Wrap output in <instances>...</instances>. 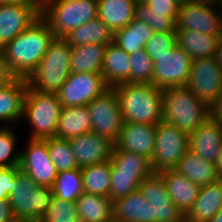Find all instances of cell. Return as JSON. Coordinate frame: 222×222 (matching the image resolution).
Masks as SVG:
<instances>
[{
    "label": "cell",
    "mask_w": 222,
    "mask_h": 222,
    "mask_svg": "<svg viewBox=\"0 0 222 222\" xmlns=\"http://www.w3.org/2000/svg\"><path fill=\"white\" fill-rule=\"evenodd\" d=\"M163 120L188 135L209 118V106L187 87H170L162 90Z\"/></svg>",
    "instance_id": "obj_3"
},
{
    "label": "cell",
    "mask_w": 222,
    "mask_h": 222,
    "mask_svg": "<svg viewBox=\"0 0 222 222\" xmlns=\"http://www.w3.org/2000/svg\"><path fill=\"white\" fill-rule=\"evenodd\" d=\"M20 153L19 169L38 185L52 188L58 172L50 159L47 139H29L27 148Z\"/></svg>",
    "instance_id": "obj_14"
},
{
    "label": "cell",
    "mask_w": 222,
    "mask_h": 222,
    "mask_svg": "<svg viewBox=\"0 0 222 222\" xmlns=\"http://www.w3.org/2000/svg\"><path fill=\"white\" fill-rule=\"evenodd\" d=\"M158 174L163 178L172 202L185 216L197 199L201 187L173 169L163 170Z\"/></svg>",
    "instance_id": "obj_21"
},
{
    "label": "cell",
    "mask_w": 222,
    "mask_h": 222,
    "mask_svg": "<svg viewBox=\"0 0 222 222\" xmlns=\"http://www.w3.org/2000/svg\"><path fill=\"white\" fill-rule=\"evenodd\" d=\"M215 165L217 166L219 174L222 176V145L220 146L219 154L217 156Z\"/></svg>",
    "instance_id": "obj_49"
},
{
    "label": "cell",
    "mask_w": 222,
    "mask_h": 222,
    "mask_svg": "<svg viewBox=\"0 0 222 222\" xmlns=\"http://www.w3.org/2000/svg\"><path fill=\"white\" fill-rule=\"evenodd\" d=\"M179 222H196V221H192L189 218H187L186 216H184Z\"/></svg>",
    "instance_id": "obj_54"
},
{
    "label": "cell",
    "mask_w": 222,
    "mask_h": 222,
    "mask_svg": "<svg viewBox=\"0 0 222 222\" xmlns=\"http://www.w3.org/2000/svg\"><path fill=\"white\" fill-rule=\"evenodd\" d=\"M176 44V33L154 32L144 48L150 58L153 59L155 56L168 53Z\"/></svg>",
    "instance_id": "obj_42"
},
{
    "label": "cell",
    "mask_w": 222,
    "mask_h": 222,
    "mask_svg": "<svg viewBox=\"0 0 222 222\" xmlns=\"http://www.w3.org/2000/svg\"><path fill=\"white\" fill-rule=\"evenodd\" d=\"M47 149L57 172L78 168V163L66 139L52 137L47 139Z\"/></svg>",
    "instance_id": "obj_37"
},
{
    "label": "cell",
    "mask_w": 222,
    "mask_h": 222,
    "mask_svg": "<svg viewBox=\"0 0 222 222\" xmlns=\"http://www.w3.org/2000/svg\"><path fill=\"white\" fill-rule=\"evenodd\" d=\"M175 22L176 30H193L222 36V12L215 3L182 2Z\"/></svg>",
    "instance_id": "obj_13"
},
{
    "label": "cell",
    "mask_w": 222,
    "mask_h": 222,
    "mask_svg": "<svg viewBox=\"0 0 222 222\" xmlns=\"http://www.w3.org/2000/svg\"><path fill=\"white\" fill-rule=\"evenodd\" d=\"M131 62L129 54L114 42L108 43L102 64L101 74L109 87L130 83Z\"/></svg>",
    "instance_id": "obj_23"
},
{
    "label": "cell",
    "mask_w": 222,
    "mask_h": 222,
    "mask_svg": "<svg viewBox=\"0 0 222 222\" xmlns=\"http://www.w3.org/2000/svg\"><path fill=\"white\" fill-rule=\"evenodd\" d=\"M151 7L138 1L135 5V18L140 19L152 27L157 33H176V18H170L164 14L150 13Z\"/></svg>",
    "instance_id": "obj_38"
},
{
    "label": "cell",
    "mask_w": 222,
    "mask_h": 222,
    "mask_svg": "<svg viewBox=\"0 0 222 222\" xmlns=\"http://www.w3.org/2000/svg\"><path fill=\"white\" fill-rule=\"evenodd\" d=\"M68 142L80 169L110 160L114 147L113 142L94 132L68 139Z\"/></svg>",
    "instance_id": "obj_17"
},
{
    "label": "cell",
    "mask_w": 222,
    "mask_h": 222,
    "mask_svg": "<svg viewBox=\"0 0 222 222\" xmlns=\"http://www.w3.org/2000/svg\"><path fill=\"white\" fill-rule=\"evenodd\" d=\"M28 83L25 78L5 77L0 82V122L21 121Z\"/></svg>",
    "instance_id": "obj_19"
},
{
    "label": "cell",
    "mask_w": 222,
    "mask_h": 222,
    "mask_svg": "<svg viewBox=\"0 0 222 222\" xmlns=\"http://www.w3.org/2000/svg\"><path fill=\"white\" fill-rule=\"evenodd\" d=\"M107 45L91 43L71 47V73H101Z\"/></svg>",
    "instance_id": "obj_29"
},
{
    "label": "cell",
    "mask_w": 222,
    "mask_h": 222,
    "mask_svg": "<svg viewBox=\"0 0 222 222\" xmlns=\"http://www.w3.org/2000/svg\"><path fill=\"white\" fill-rule=\"evenodd\" d=\"M18 3L33 5L41 13L45 4V0H0V4H18Z\"/></svg>",
    "instance_id": "obj_47"
},
{
    "label": "cell",
    "mask_w": 222,
    "mask_h": 222,
    "mask_svg": "<svg viewBox=\"0 0 222 222\" xmlns=\"http://www.w3.org/2000/svg\"><path fill=\"white\" fill-rule=\"evenodd\" d=\"M20 171L19 166L0 167V199L8 200L15 186V178Z\"/></svg>",
    "instance_id": "obj_44"
},
{
    "label": "cell",
    "mask_w": 222,
    "mask_h": 222,
    "mask_svg": "<svg viewBox=\"0 0 222 222\" xmlns=\"http://www.w3.org/2000/svg\"><path fill=\"white\" fill-rule=\"evenodd\" d=\"M81 222H111L113 202L109 197L83 192L76 200Z\"/></svg>",
    "instance_id": "obj_30"
},
{
    "label": "cell",
    "mask_w": 222,
    "mask_h": 222,
    "mask_svg": "<svg viewBox=\"0 0 222 222\" xmlns=\"http://www.w3.org/2000/svg\"><path fill=\"white\" fill-rule=\"evenodd\" d=\"M210 119L222 125V92L209 106Z\"/></svg>",
    "instance_id": "obj_45"
},
{
    "label": "cell",
    "mask_w": 222,
    "mask_h": 222,
    "mask_svg": "<svg viewBox=\"0 0 222 222\" xmlns=\"http://www.w3.org/2000/svg\"><path fill=\"white\" fill-rule=\"evenodd\" d=\"M92 119V132L115 143L123 125L118 96L109 88L101 96L87 104Z\"/></svg>",
    "instance_id": "obj_10"
},
{
    "label": "cell",
    "mask_w": 222,
    "mask_h": 222,
    "mask_svg": "<svg viewBox=\"0 0 222 222\" xmlns=\"http://www.w3.org/2000/svg\"><path fill=\"white\" fill-rule=\"evenodd\" d=\"M215 5L218 6L219 10L222 12V0H215Z\"/></svg>",
    "instance_id": "obj_53"
},
{
    "label": "cell",
    "mask_w": 222,
    "mask_h": 222,
    "mask_svg": "<svg viewBox=\"0 0 222 222\" xmlns=\"http://www.w3.org/2000/svg\"><path fill=\"white\" fill-rule=\"evenodd\" d=\"M222 145V125L210 118L189 134V150L215 163Z\"/></svg>",
    "instance_id": "obj_20"
},
{
    "label": "cell",
    "mask_w": 222,
    "mask_h": 222,
    "mask_svg": "<svg viewBox=\"0 0 222 222\" xmlns=\"http://www.w3.org/2000/svg\"><path fill=\"white\" fill-rule=\"evenodd\" d=\"M209 222H222V208L217 212V214Z\"/></svg>",
    "instance_id": "obj_51"
},
{
    "label": "cell",
    "mask_w": 222,
    "mask_h": 222,
    "mask_svg": "<svg viewBox=\"0 0 222 222\" xmlns=\"http://www.w3.org/2000/svg\"><path fill=\"white\" fill-rule=\"evenodd\" d=\"M113 36L109 27L97 17L71 30L63 38L71 47H74L91 43L108 44L113 42Z\"/></svg>",
    "instance_id": "obj_31"
},
{
    "label": "cell",
    "mask_w": 222,
    "mask_h": 222,
    "mask_svg": "<svg viewBox=\"0 0 222 222\" xmlns=\"http://www.w3.org/2000/svg\"><path fill=\"white\" fill-rule=\"evenodd\" d=\"M186 86L206 105L215 101L222 92V70L214 57L192 60Z\"/></svg>",
    "instance_id": "obj_12"
},
{
    "label": "cell",
    "mask_w": 222,
    "mask_h": 222,
    "mask_svg": "<svg viewBox=\"0 0 222 222\" xmlns=\"http://www.w3.org/2000/svg\"><path fill=\"white\" fill-rule=\"evenodd\" d=\"M53 198L51 187L38 185L20 170L8 201L16 221L39 222L46 214Z\"/></svg>",
    "instance_id": "obj_5"
},
{
    "label": "cell",
    "mask_w": 222,
    "mask_h": 222,
    "mask_svg": "<svg viewBox=\"0 0 222 222\" xmlns=\"http://www.w3.org/2000/svg\"><path fill=\"white\" fill-rule=\"evenodd\" d=\"M137 2L138 0H98V17L114 34L135 18Z\"/></svg>",
    "instance_id": "obj_27"
},
{
    "label": "cell",
    "mask_w": 222,
    "mask_h": 222,
    "mask_svg": "<svg viewBox=\"0 0 222 222\" xmlns=\"http://www.w3.org/2000/svg\"><path fill=\"white\" fill-rule=\"evenodd\" d=\"M173 170L184 175L200 187L215 183L221 179L215 163L202 159L189 149Z\"/></svg>",
    "instance_id": "obj_22"
},
{
    "label": "cell",
    "mask_w": 222,
    "mask_h": 222,
    "mask_svg": "<svg viewBox=\"0 0 222 222\" xmlns=\"http://www.w3.org/2000/svg\"><path fill=\"white\" fill-rule=\"evenodd\" d=\"M109 88L101 73H71L57 95L63 107L84 106Z\"/></svg>",
    "instance_id": "obj_11"
},
{
    "label": "cell",
    "mask_w": 222,
    "mask_h": 222,
    "mask_svg": "<svg viewBox=\"0 0 222 222\" xmlns=\"http://www.w3.org/2000/svg\"><path fill=\"white\" fill-rule=\"evenodd\" d=\"M112 88L123 122L157 125L163 120L162 89L143 83H121Z\"/></svg>",
    "instance_id": "obj_2"
},
{
    "label": "cell",
    "mask_w": 222,
    "mask_h": 222,
    "mask_svg": "<svg viewBox=\"0 0 222 222\" xmlns=\"http://www.w3.org/2000/svg\"><path fill=\"white\" fill-rule=\"evenodd\" d=\"M39 222H81L76 202L64 201L54 196L46 214Z\"/></svg>",
    "instance_id": "obj_40"
},
{
    "label": "cell",
    "mask_w": 222,
    "mask_h": 222,
    "mask_svg": "<svg viewBox=\"0 0 222 222\" xmlns=\"http://www.w3.org/2000/svg\"><path fill=\"white\" fill-rule=\"evenodd\" d=\"M111 172L154 173L151 163L144 155L113 149L110 158Z\"/></svg>",
    "instance_id": "obj_35"
},
{
    "label": "cell",
    "mask_w": 222,
    "mask_h": 222,
    "mask_svg": "<svg viewBox=\"0 0 222 222\" xmlns=\"http://www.w3.org/2000/svg\"><path fill=\"white\" fill-rule=\"evenodd\" d=\"M56 36L40 17L1 49L2 68L7 77L27 79L37 68Z\"/></svg>",
    "instance_id": "obj_1"
},
{
    "label": "cell",
    "mask_w": 222,
    "mask_h": 222,
    "mask_svg": "<svg viewBox=\"0 0 222 222\" xmlns=\"http://www.w3.org/2000/svg\"><path fill=\"white\" fill-rule=\"evenodd\" d=\"M221 37L193 30H176L177 46L183 49L192 59L214 57Z\"/></svg>",
    "instance_id": "obj_28"
},
{
    "label": "cell",
    "mask_w": 222,
    "mask_h": 222,
    "mask_svg": "<svg viewBox=\"0 0 222 222\" xmlns=\"http://www.w3.org/2000/svg\"><path fill=\"white\" fill-rule=\"evenodd\" d=\"M52 189L55 197L68 202H76L83 193L80 169L58 172Z\"/></svg>",
    "instance_id": "obj_34"
},
{
    "label": "cell",
    "mask_w": 222,
    "mask_h": 222,
    "mask_svg": "<svg viewBox=\"0 0 222 222\" xmlns=\"http://www.w3.org/2000/svg\"><path fill=\"white\" fill-rule=\"evenodd\" d=\"M152 60L154 62L153 86L163 90L187 85L193 59L177 44L168 53L155 56Z\"/></svg>",
    "instance_id": "obj_9"
},
{
    "label": "cell",
    "mask_w": 222,
    "mask_h": 222,
    "mask_svg": "<svg viewBox=\"0 0 222 222\" xmlns=\"http://www.w3.org/2000/svg\"><path fill=\"white\" fill-rule=\"evenodd\" d=\"M214 59L222 70V37L218 42L217 49L214 54Z\"/></svg>",
    "instance_id": "obj_48"
},
{
    "label": "cell",
    "mask_w": 222,
    "mask_h": 222,
    "mask_svg": "<svg viewBox=\"0 0 222 222\" xmlns=\"http://www.w3.org/2000/svg\"><path fill=\"white\" fill-rule=\"evenodd\" d=\"M89 132L92 119L87 105L62 108L55 137L68 140Z\"/></svg>",
    "instance_id": "obj_25"
},
{
    "label": "cell",
    "mask_w": 222,
    "mask_h": 222,
    "mask_svg": "<svg viewBox=\"0 0 222 222\" xmlns=\"http://www.w3.org/2000/svg\"><path fill=\"white\" fill-rule=\"evenodd\" d=\"M62 108L57 94L41 93L28 87L22 119H27L32 127L29 139L45 140L55 137Z\"/></svg>",
    "instance_id": "obj_7"
},
{
    "label": "cell",
    "mask_w": 222,
    "mask_h": 222,
    "mask_svg": "<svg viewBox=\"0 0 222 222\" xmlns=\"http://www.w3.org/2000/svg\"><path fill=\"white\" fill-rule=\"evenodd\" d=\"M185 3L192 4H206V3H215V0H183Z\"/></svg>",
    "instance_id": "obj_50"
},
{
    "label": "cell",
    "mask_w": 222,
    "mask_h": 222,
    "mask_svg": "<svg viewBox=\"0 0 222 222\" xmlns=\"http://www.w3.org/2000/svg\"><path fill=\"white\" fill-rule=\"evenodd\" d=\"M222 208V179L203 186L191 209L185 215L192 221L209 222Z\"/></svg>",
    "instance_id": "obj_24"
},
{
    "label": "cell",
    "mask_w": 222,
    "mask_h": 222,
    "mask_svg": "<svg viewBox=\"0 0 222 222\" xmlns=\"http://www.w3.org/2000/svg\"><path fill=\"white\" fill-rule=\"evenodd\" d=\"M40 17L33 5L0 4V50Z\"/></svg>",
    "instance_id": "obj_16"
},
{
    "label": "cell",
    "mask_w": 222,
    "mask_h": 222,
    "mask_svg": "<svg viewBox=\"0 0 222 222\" xmlns=\"http://www.w3.org/2000/svg\"><path fill=\"white\" fill-rule=\"evenodd\" d=\"M138 189L151 207L152 222H179L184 217L169 197L166 184L158 173L144 179Z\"/></svg>",
    "instance_id": "obj_15"
},
{
    "label": "cell",
    "mask_w": 222,
    "mask_h": 222,
    "mask_svg": "<svg viewBox=\"0 0 222 222\" xmlns=\"http://www.w3.org/2000/svg\"><path fill=\"white\" fill-rule=\"evenodd\" d=\"M6 77V74L2 68V58H1V50H0V82Z\"/></svg>",
    "instance_id": "obj_52"
},
{
    "label": "cell",
    "mask_w": 222,
    "mask_h": 222,
    "mask_svg": "<svg viewBox=\"0 0 222 222\" xmlns=\"http://www.w3.org/2000/svg\"><path fill=\"white\" fill-rule=\"evenodd\" d=\"M83 192L109 197L111 183L110 160L80 169Z\"/></svg>",
    "instance_id": "obj_33"
},
{
    "label": "cell",
    "mask_w": 222,
    "mask_h": 222,
    "mask_svg": "<svg viewBox=\"0 0 222 222\" xmlns=\"http://www.w3.org/2000/svg\"><path fill=\"white\" fill-rule=\"evenodd\" d=\"M41 17L56 37L98 17V0H45Z\"/></svg>",
    "instance_id": "obj_6"
},
{
    "label": "cell",
    "mask_w": 222,
    "mask_h": 222,
    "mask_svg": "<svg viewBox=\"0 0 222 222\" xmlns=\"http://www.w3.org/2000/svg\"><path fill=\"white\" fill-rule=\"evenodd\" d=\"M156 125L123 122L113 149L144 155L150 161L155 147Z\"/></svg>",
    "instance_id": "obj_18"
},
{
    "label": "cell",
    "mask_w": 222,
    "mask_h": 222,
    "mask_svg": "<svg viewBox=\"0 0 222 222\" xmlns=\"http://www.w3.org/2000/svg\"><path fill=\"white\" fill-rule=\"evenodd\" d=\"M153 173L111 172L109 198L118 200L138 190L142 181Z\"/></svg>",
    "instance_id": "obj_36"
},
{
    "label": "cell",
    "mask_w": 222,
    "mask_h": 222,
    "mask_svg": "<svg viewBox=\"0 0 222 222\" xmlns=\"http://www.w3.org/2000/svg\"><path fill=\"white\" fill-rule=\"evenodd\" d=\"M71 46L55 37L37 68L26 79L28 87L41 93L57 94L71 74Z\"/></svg>",
    "instance_id": "obj_4"
},
{
    "label": "cell",
    "mask_w": 222,
    "mask_h": 222,
    "mask_svg": "<svg viewBox=\"0 0 222 222\" xmlns=\"http://www.w3.org/2000/svg\"><path fill=\"white\" fill-rule=\"evenodd\" d=\"M0 222H16L8 200L0 199Z\"/></svg>",
    "instance_id": "obj_46"
},
{
    "label": "cell",
    "mask_w": 222,
    "mask_h": 222,
    "mask_svg": "<svg viewBox=\"0 0 222 222\" xmlns=\"http://www.w3.org/2000/svg\"><path fill=\"white\" fill-rule=\"evenodd\" d=\"M8 126L0 128V167L10 168L19 166L21 153H13L16 150L17 137Z\"/></svg>",
    "instance_id": "obj_41"
},
{
    "label": "cell",
    "mask_w": 222,
    "mask_h": 222,
    "mask_svg": "<svg viewBox=\"0 0 222 222\" xmlns=\"http://www.w3.org/2000/svg\"><path fill=\"white\" fill-rule=\"evenodd\" d=\"M131 62L130 83L152 84L154 62L146 53L145 48L129 55Z\"/></svg>",
    "instance_id": "obj_39"
},
{
    "label": "cell",
    "mask_w": 222,
    "mask_h": 222,
    "mask_svg": "<svg viewBox=\"0 0 222 222\" xmlns=\"http://www.w3.org/2000/svg\"><path fill=\"white\" fill-rule=\"evenodd\" d=\"M153 33L151 26L134 18L128 26L114 33L113 42L131 55L144 48Z\"/></svg>",
    "instance_id": "obj_32"
},
{
    "label": "cell",
    "mask_w": 222,
    "mask_h": 222,
    "mask_svg": "<svg viewBox=\"0 0 222 222\" xmlns=\"http://www.w3.org/2000/svg\"><path fill=\"white\" fill-rule=\"evenodd\" d=\"M148 4L152 11L150 13L164 14L170 18H177L180 5L183 0H138Z\"/></svg>",
    "instance_id": "obj_43"
},
{
    "label": "cell",
    "mask_w": 222,
    "mask_h": 222,
    "mask_svg": "<svg viewBox=\"0 0 222 222\" xmlns=\"http://www.w3.org/2000/svg\"><path fill=\"white\" fill-rule=\"evenodd\" d=\"M112 211L116 222H152L151 207L139 189L113 201Z\"/></svg>",
    "instance_id": "obj_26"
},
{
    "label": "cell",
    "mask_w": 222,
    "mask_h": 222,
    "mask_svg": "<svg viewBox=\"0 0 222 222\" xmlns=\"http://www.w3.org/2000/svg\"><path fill=\"white\" fill-rule=\"evenodd\" d=\"M189 149V135L164 120L156 125L155 147L150 161L154 173L173 169Z\"/></svg>",
    "instance_id": "obj_8"
}]
</instances>
